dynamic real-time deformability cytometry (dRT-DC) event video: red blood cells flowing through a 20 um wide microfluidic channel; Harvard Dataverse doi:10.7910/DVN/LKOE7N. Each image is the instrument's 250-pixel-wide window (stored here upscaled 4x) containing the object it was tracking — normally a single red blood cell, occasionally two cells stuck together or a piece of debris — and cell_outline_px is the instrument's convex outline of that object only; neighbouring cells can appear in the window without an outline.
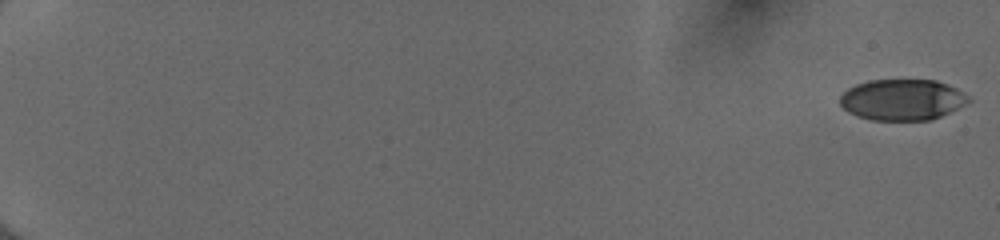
{"species": "human", "species_latin": "Homo sapiens", "temperature_condition": "cold", "stored_images_in_passage": 54, "camera_frame_rate_fps": 3000, "um_per_image_px": 0.085, "donor": {"sex": "female"}, "frame": {"image": 1, "passage_image": 1, "time_ms": 0.0, "image_size_px": [1000, 240], "cell_outline_px": [[972, 100], [940, 116], [928, 120], [872, 120], [856, 116], [848, 112], [840, 104], [840, 96], [848, 88], [856, 84], [868, 80], [936, 80], [948, 84], [964, 92]], "centroid_in_image_um": [76.67, 8.47], "position_along_channel_um": 8.3, "area_um2": 30.69}}
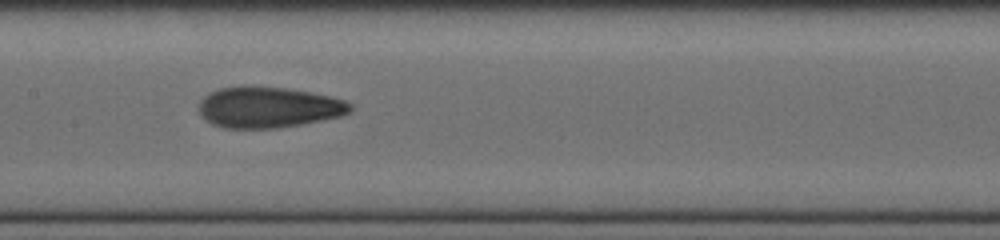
{"frame": {"image": 2, "passage_image": 31, "time_ms": 10.0, "image_size_px": [1000, 240], "cell_outline_px": [[352, 108], [348, 112], [340, 116], [300, 124], [276, 128], [224, 128], [212, 124], [200, 116], [200, 100], [208, 92], [220, 88], [240, 84], [284, 88], [312, 92], [332, 96], [344, 100], [352, 104]], "centroid_in_image_um": [22.77, 9.09], "position_along_channel_um": 184.6, "area_um2": 36.41}}
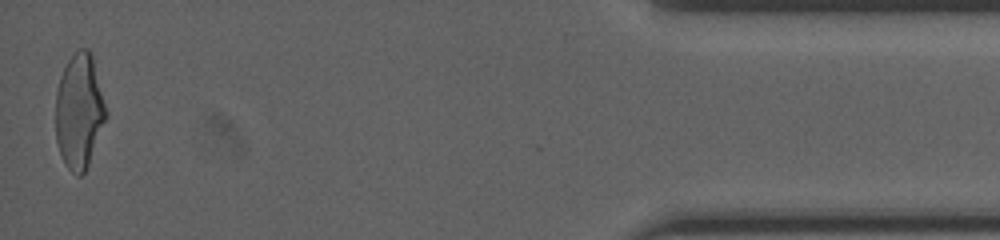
{"frame": {"image": 3, "passage_image": 54, "time_ms": 17.667, "image_size_px": [1000, 240], "cell_outline_px": [[108, 116], [88, 164], [84, 172], [80, 176], [76, 176], [64, 164], [56, 140], [56, 92], [60, 76], [68, 60], [80, 48], [88, 48], [92, 56], [108, 112]], "centroid_in_image_um": [6.74, 9.47], "position_along_channel_um": 428.5, "area_um2": 33.7}, "authors_computed_cell_mechanics": {"area_um2": 34.1309, "velocity_mm_per_s": 4.0389, "shape_relaxation_time_tau1_ms": 4.557, "shape_relaxation_time_tau2_ms": 1.7109, "deformation_change_tau1": 0.165, "deformation_change_tau2": 0.0849}}